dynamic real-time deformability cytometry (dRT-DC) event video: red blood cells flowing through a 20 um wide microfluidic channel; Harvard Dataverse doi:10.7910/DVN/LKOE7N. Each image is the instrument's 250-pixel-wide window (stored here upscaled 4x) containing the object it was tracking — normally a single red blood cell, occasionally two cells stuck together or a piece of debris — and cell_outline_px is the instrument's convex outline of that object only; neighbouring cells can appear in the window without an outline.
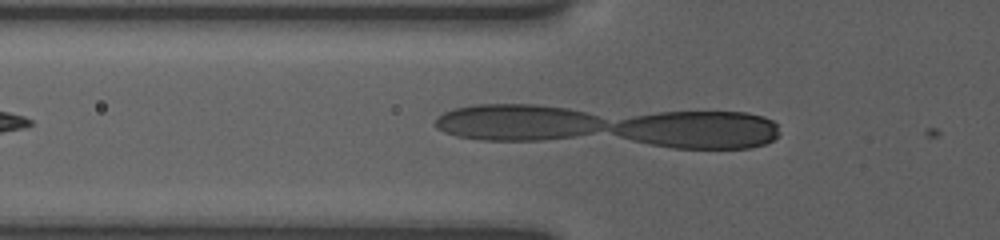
{"species": "human", "species_latin": "Homo sapiens", "temperature_condition": "room temperature", "stored_images_in_passage": 19, "segment_of_instrument_passage": [2, 2], "camera_frame_rate_fps": 3000, "um_per_image_px": 0.085, "donor": {"sex": "female"}, "frame": {"image": 1, "passage_image": 4, "time_ms": 1.0, "image_size_px": [1000, 240], "cell_outline_px": [[776, 136], [772, 140], [760, 144], [740, 148], [688, 148], [660, 144], [644, 140], [620, 124], [628, 120], [644, 116], [672, 112], [736, 112], [760, 116], [776, 124]], "centroid_in_image_um": [59.8, 11.01], "position_along_channel_um": 66.0, "area_um2": 32.66}}
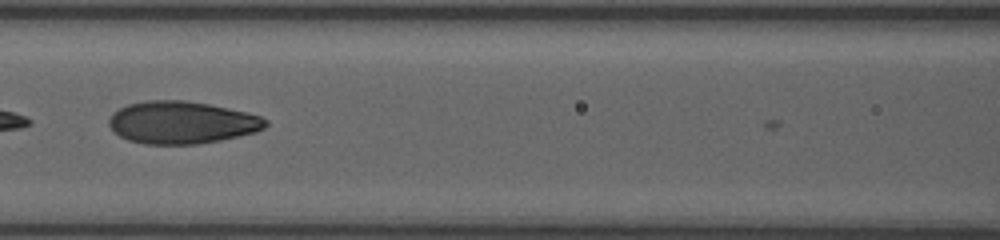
{"frame": {"image": 2, "passage_image": 11, "time_ms": 3.333, "image_size_px": [1000, 240], "cell_outline_px": [[264, 124], [260, 128], [248, 132], [212, 140], [176, 144], [164, 144], [136, 140], [124, 136], [112, 128], [112, 116], [116, 112], [124, 108], [136, 104], [200, 104], [240, 112], [256, 116], [264, 120]], "centroid_in_image_um": [15.44, 10.46], "position_along_channel_um": 151.2, "area_um2": 33.7}}
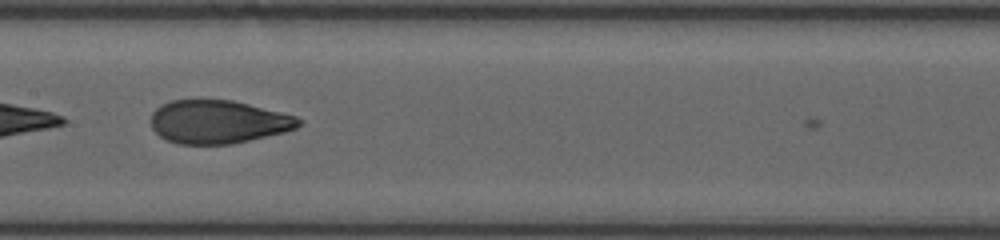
{"frame": {"image": 3, "passage_image": 14, "time_ms": 4.333, "image_size_px": [1000, 240], "cell_outline_px": [[296, 124], [292, 128], [276, 132], [240, 140], [216, 144], [192, 144], [172, 140], [164, 136], [156, 128], [152, 120], [156, 112], [160, 108], [168, 104], [180, 100], [224, 100], [244, 104], [292, 116], [296, 120]], "centroid_in_image_um": [18.48, 10.33], "position_along_channel_um": 188.9, "area_um2": 33.76}}